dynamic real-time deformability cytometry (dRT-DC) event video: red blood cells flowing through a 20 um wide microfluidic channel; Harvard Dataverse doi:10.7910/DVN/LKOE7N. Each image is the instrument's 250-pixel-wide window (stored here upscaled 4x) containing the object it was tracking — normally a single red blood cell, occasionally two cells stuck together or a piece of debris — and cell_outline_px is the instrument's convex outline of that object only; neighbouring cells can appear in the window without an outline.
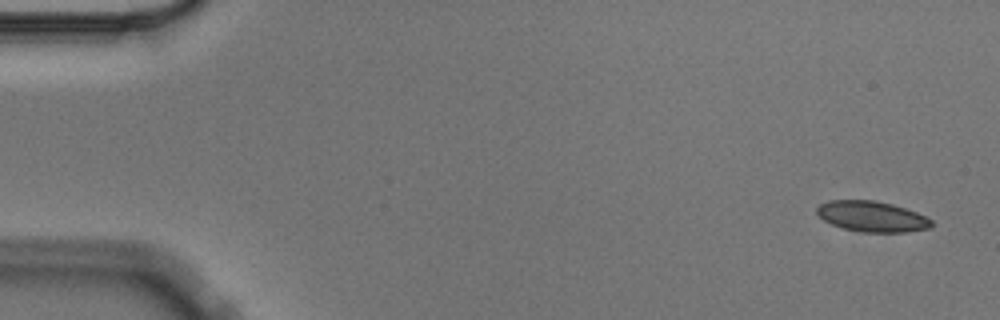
{"species": "Egyptian fruit bat (a non-hibernating species)", "species_latin": "Rousettus aegyptiacus", "temperature_condition": "cold", "stored_images_in_passage": 5, "camera_frame_rate_fps": 3000, "um_per_image_px": 0.085, "animal": {"sex": "male"}, "frame": {"image": 1, "passage_image": 1, "time_ms": 0.0, "image_size_px": [1000, 320], "cell_outline_px": [[932, 224], [928, 228], [904, 232], [860, 232], [844, 228], [832, 224], [824, 220], [816, 212], [816, 208], [820, 204], [828, 200], [876, 200], [892, 204], [916, 212], [932, 220]], "centroid_in_image_um": [74.08, 18.39], "position_along_channel_um": 10.9, "area_um2": 20.29}}
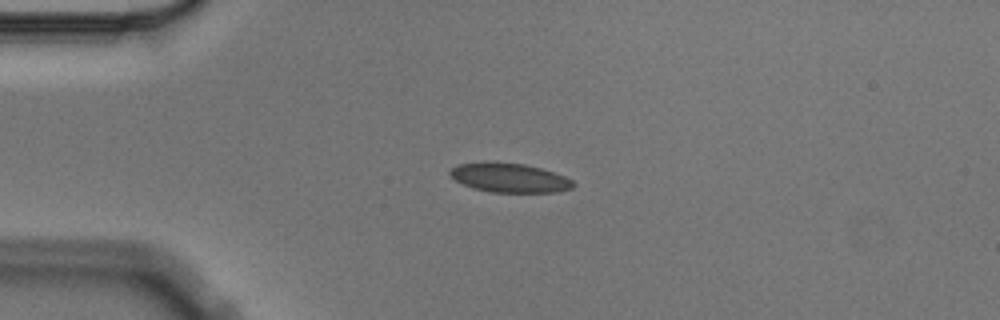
{"frame": {"image": 2, "passage_image": 4, "time_ms": 1.0, "image_size_px": [1000, 320], "cell_outline_px": [[576, 184], [572, 188], [556, 192], [492, 192], [472, 188], [448, 176], [448, 172], [456, 164], [484, 160], [488, 160], [524, 164], [540, 168], [564, 176], [572, 180]], "centroid_in_image_um": [43.24, 15.08], "position_along_channel_um": 41.8, "area_um2": 21.33}}